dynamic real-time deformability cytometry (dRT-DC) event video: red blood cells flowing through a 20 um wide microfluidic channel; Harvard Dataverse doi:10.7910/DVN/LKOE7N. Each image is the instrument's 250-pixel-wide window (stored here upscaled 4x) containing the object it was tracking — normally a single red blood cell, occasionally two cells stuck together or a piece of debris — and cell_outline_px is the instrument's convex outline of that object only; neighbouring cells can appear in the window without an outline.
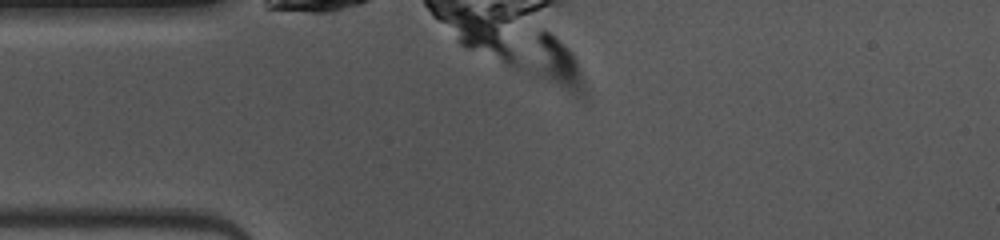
{"species": "common noctule bat (a hibernating species)", "species_latin": "Nyctalus noctula", "temperature_condition": "warm", "stored_images_in_passage": 2, "camera_frame_rate_fps": 3000, "um_per_image_px": 0.085, "animal": {"sex": "female", "body_mass_g": 10.0, "forearm_length_mm": 53.1}, "frame": {"image": 1, "passage_image": 1, "time_ms": 0.0, "image_size_px": [1000, 240], "cell_outline_px": [[588, 96], [584, 100], [572, 96], [536, 72], [536, 36], [540, 32], [548, 32], [568, 48], [572, 52], [576, 60], [588, 92]], "centroid_in_image_um": [47.53, 5.59], "position_along_channel_um": 37.5, "area_um2": 14.91}}